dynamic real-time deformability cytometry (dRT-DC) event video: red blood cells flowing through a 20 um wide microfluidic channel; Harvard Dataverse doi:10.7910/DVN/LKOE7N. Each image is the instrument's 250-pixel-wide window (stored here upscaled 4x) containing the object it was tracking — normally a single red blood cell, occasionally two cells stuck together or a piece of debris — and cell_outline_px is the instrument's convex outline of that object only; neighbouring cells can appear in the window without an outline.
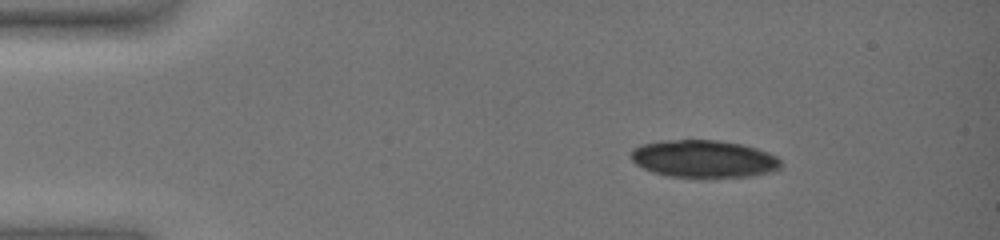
{"species": "common noctule bat (a hibernating species)", "species_latin": "Nyctalus noctula", "temperature_condition": "warm", "stored_images_in_passage": 50, "camera_frame_rate_fps": 3000, "um_per_image_px": 0.085, "animal": {"sex": "female", "body_mass_g": 19.0, "forearm_length_mm": 51.5}, "frame": {"image": 1, "passage_image": 1, "time_ms": 0.0, "image_size_px": [1000, 240], "cell_outline_px": [[780, 168], [772, 172], [752, 176], [708, 180], [704, 180], [668, 176], [652, 172], [636, 164], [632, 160], [632, 148], [640, 144], [660, 140], [716, 140], [740, 144], [756, 148], [768, 152], [776, 156], [780, 160]], "centroid_in_image_um": [59.82, 13.54], "position_along_channel_um": 25.2, "area_um2": 33.7}}